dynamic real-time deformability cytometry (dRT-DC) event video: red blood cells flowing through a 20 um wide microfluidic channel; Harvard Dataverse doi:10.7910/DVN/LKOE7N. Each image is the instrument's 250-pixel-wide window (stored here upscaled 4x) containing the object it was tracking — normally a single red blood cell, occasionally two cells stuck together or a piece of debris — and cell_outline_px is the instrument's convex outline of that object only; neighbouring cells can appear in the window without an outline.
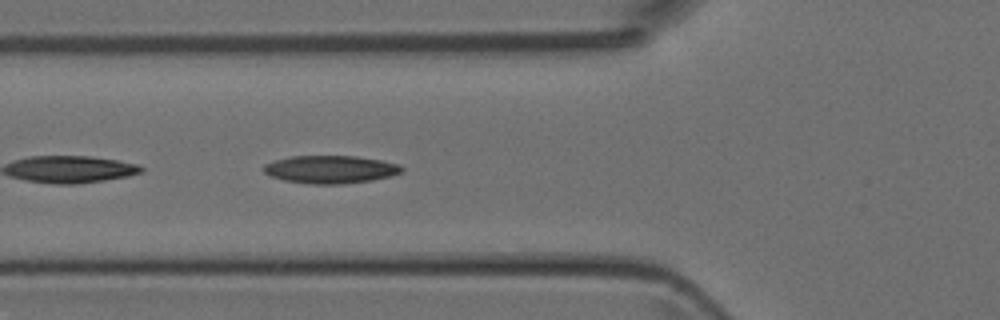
{"species": "Egyptian fruit bat (a non-hibernating species)", "species_latin": "Rousettus aegyptiacus", "temperature_condition": "room temperature", "stored_images_in_passage": 31, "camera_frame_rate_fps": 3000, "um_per_image_px": 0.085, "animal": {"sex": "female"}, "frame": {"image": 1, "passage_image": 16, "time_ms": 5.0, "image_size_px": [1000, 320], "cell_outline_px": [[404, 168], [400, 172], [392, 176], [372, 180], [340, 184], [308, 184], [284, 180], [272, 176], [264, 172], [264, 164], [276, 160], [292, 156], [356, 156], [380, 160], [400, 164]], "centroid_in_image_um": [28.11, 14.4], "position_along_channel_um": 97.7, "area_um2": 22.31}}
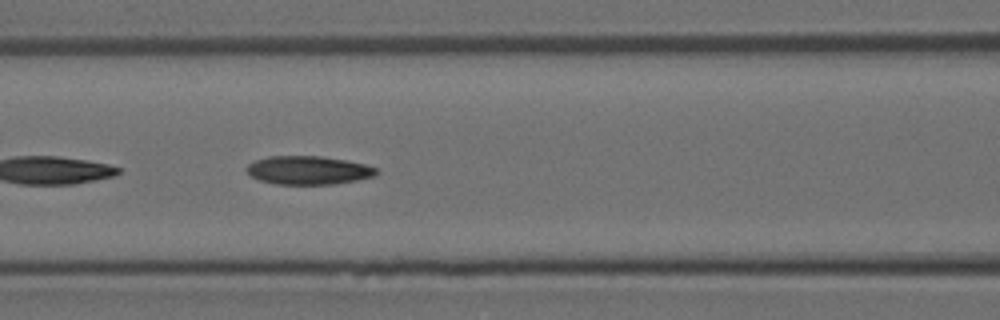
{"frame": {"image": 2, "passage_image": 19, "time_ms": 6.0, "image_size_px": [1000, 320], "cell_outline_px": [[380, 172], [372, 176], [356, 180], [332, 184], [276, 184], [260, 180], [252, 176], [244, 168], [248, 164], [256, 160], [268, 156], [320, 156], [344, 160], [364, 164], [376, 168]], "centroid_in_image_um": [26.18, 14.46], "position_along_channel_um": 140.4, "area_um2": 21.33}}
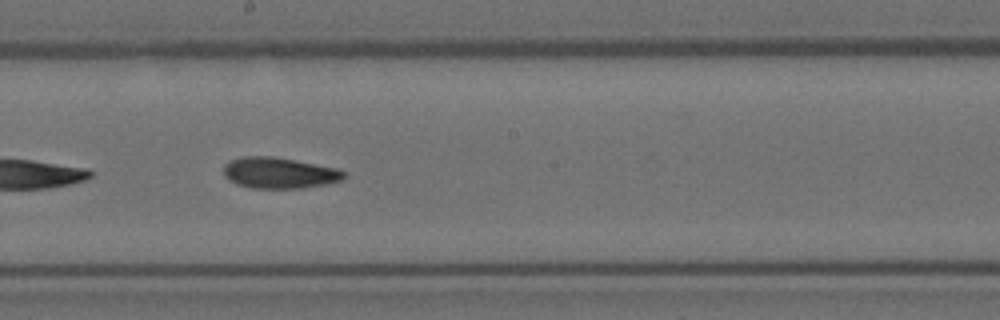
{"frame": {"image": 3, "passage_image": 25, "time_ms": 8.0, "image_size_px": [1000, 320], "cell_outline_px": [[348, 176], [340, 180], [324, 184], [304, 188], [252, 188], [236, 184], [224, 176], [224, 164], [232, 160], [244, 156], [272, 156], [336, 168], [344, 172]], "centroid_in_image_um": [23.71, 14.7], "position_along_channel_um": 224.5, "area_um2": 21.56}}